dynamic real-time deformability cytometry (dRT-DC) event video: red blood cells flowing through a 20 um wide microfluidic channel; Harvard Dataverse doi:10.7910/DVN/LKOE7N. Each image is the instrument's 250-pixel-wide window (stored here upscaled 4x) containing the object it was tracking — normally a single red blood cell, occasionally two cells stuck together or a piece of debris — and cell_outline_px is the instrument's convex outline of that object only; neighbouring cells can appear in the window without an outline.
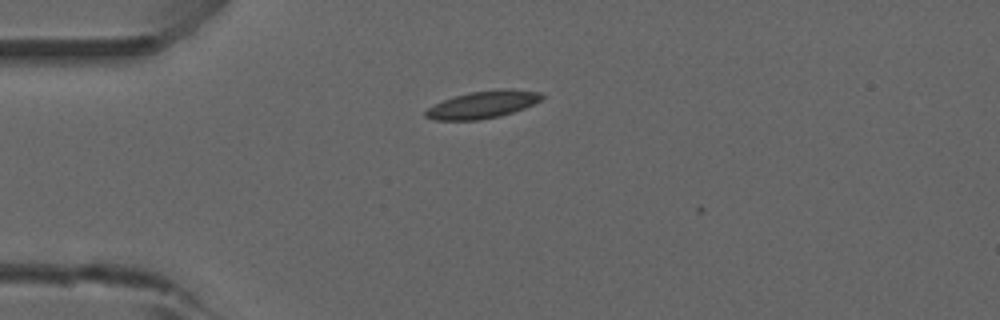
{"species": "common noctule bat (a hibernating species)", "species_latin": "Nyctalus noctula", "temperature_condition": "room temperature", "stored_images_in_passage": 6, "camera_frame_rate_fps": 3000, "um_per_image_px": 0.085, "animal": {"sex": "male", "forearm_length_mm": 52.5}, "frame": {"image": 1, "passage_image": 1, "time_ms": 0.0, "image_size_px": [1000, 320], "cell_outline_px": [[544, 96], [540, 100], [524, 108], [500, 116], [480, 120], [432, 120], [424, 116], [424, 112], [428, 108], [444, 100], [468, 92], [500, 88], [512, 88], [540, 92]], "centroid_in_image_um": [41.04, 8.88], "position_along_channel_um": 44.0, "area_um2": 18.55}}